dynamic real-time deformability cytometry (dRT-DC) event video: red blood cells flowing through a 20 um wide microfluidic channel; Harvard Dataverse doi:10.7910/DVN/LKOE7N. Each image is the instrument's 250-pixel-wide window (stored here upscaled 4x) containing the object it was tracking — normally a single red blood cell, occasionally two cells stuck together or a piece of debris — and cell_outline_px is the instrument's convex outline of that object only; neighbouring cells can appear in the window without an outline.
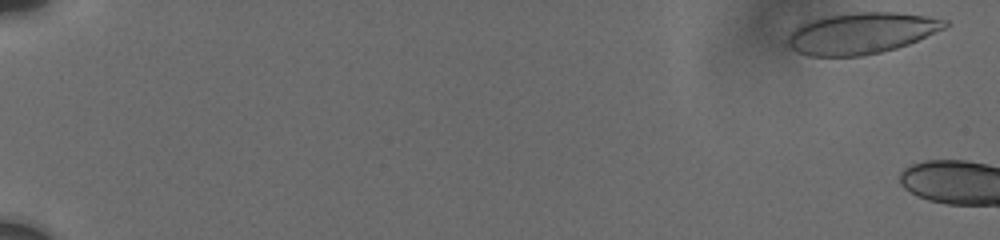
{"species": "human", "species_latin": "Homo sapiens", "temperature_condition": "cold", "stored_images_in_passage": 21, "camera_frame_rate_fps": 3000, "um_per_image_px": 0.085, "donor": {"sex": "male"}, "frame": {"image": 1, "passage_image": 2, "time_ms": 0.333, "image_size_px": [1000, 240], "cell_outline_px": [[948, 24], [944, 28], [908, 44], [896, 48], [880, 52], [860, 56], [808, 56], [792, 48], [788, 44], [788, 36], [800, 24], [808, 20], [824, 16], [856, 12], [896, 12], [928, 16], [948, 20]], "centroid_in_image_um": [73.21, 2.81], "position_along_channel_um": 11.8, "area_um2": 37.57}}